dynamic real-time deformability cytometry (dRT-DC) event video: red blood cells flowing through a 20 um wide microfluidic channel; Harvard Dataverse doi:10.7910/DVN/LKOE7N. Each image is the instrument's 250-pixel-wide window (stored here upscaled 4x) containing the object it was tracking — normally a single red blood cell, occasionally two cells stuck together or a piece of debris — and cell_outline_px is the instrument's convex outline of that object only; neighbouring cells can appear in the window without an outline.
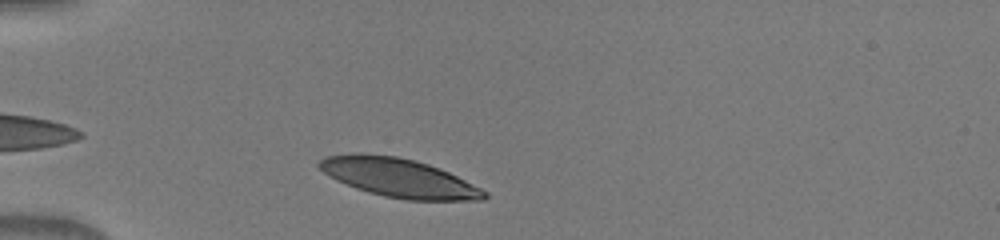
{"species": "human", "species_latin": "Homo sapiens", "temperature_condition": "warm", "stored_images_in_passage": 35, "camera_frame_rate_fps": 3000, "um_per_image_px": 0.085, "donor": {"sex": "male"}, "frame": {"image": 1, "passage_image": 3, "time_ms": 0.667, "image_size_px": [1000, 240], "cell_outline_px": [[488, 196], [484, 200], [404, 200], [384, 196], [368, 192], [356, 188], [336, 180], [324, 172], [316, 164], [324, 156], [356, 152], [360, 152], [396, 156], [428, 164], [448, 172], [488, 192]], "centroid_in_image_um": [33.86, 15.1], "position_along_channel_um": 51.1, "area_um2": 37.22}}
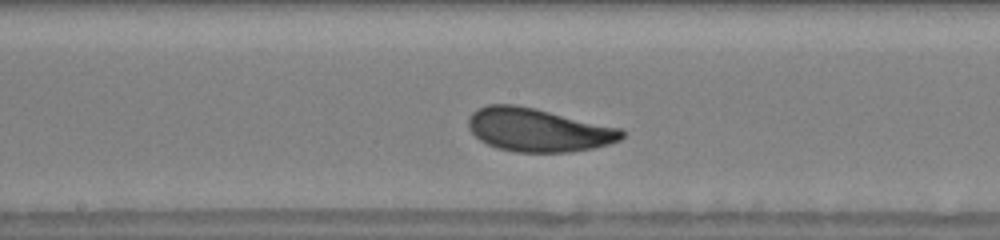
{"frame": {"image": 2, "passage_image": 16, "time_ms": 5.0, "image_size_px": [1000, 240], "cell_outline_px": [[624, 136], [620, 140], [608, 144], [592, 148], [568, 152], [516, 152], [496, 148], [480, 140], [468, 128], [468, 116], [472, 112], [488, 104], [512, 104], [532, 108], [620, 128], [624, 132]], "centroid_in_image_um": [45.7, 11.05], "position_along_channel_um": 202.5, "area_um2": 38.32}}
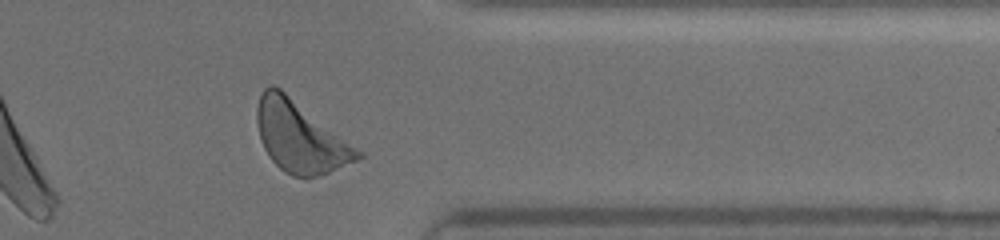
{"frame": {"image": 3, "passage_image": 30, "time_ms": 9.667, "image_size_px": [1000, 240], "cell_outline_px": [[364, 156], [356, 160], [328, 172], [316, 176], [292, 176], [284, 172], [268, 156], [260, 140], [256, 120], [256, 108], [260, 96], [264, 88], [272, 84], [280, 88], [364, 152]], "centroid_in_image_um": [25.49, 11.62], "position_along_channel_um": 385.9, "area_um2": 41.27}}